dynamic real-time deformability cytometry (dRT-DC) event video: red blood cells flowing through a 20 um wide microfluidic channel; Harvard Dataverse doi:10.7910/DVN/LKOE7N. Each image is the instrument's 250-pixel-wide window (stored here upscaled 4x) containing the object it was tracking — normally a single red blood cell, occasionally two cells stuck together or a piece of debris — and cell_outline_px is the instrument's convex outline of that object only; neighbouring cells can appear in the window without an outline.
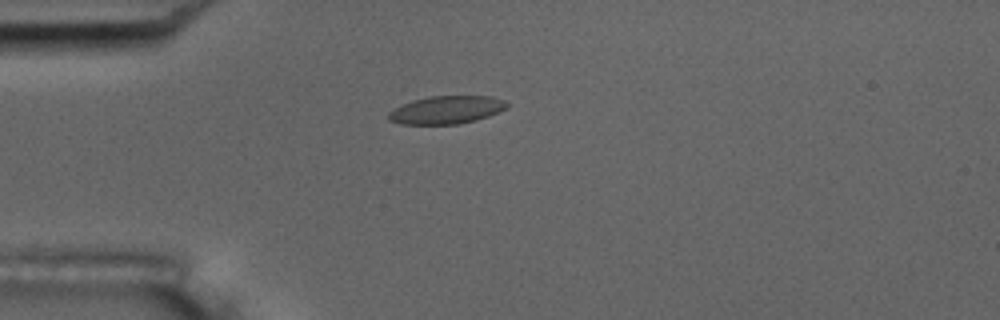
{"species": "common noctule bat (a hibernating species)", "species_latin": "Nyctalus noctula", "temperature_condition": "room temperature", "stored_images_in_passage": 5, "camera_frame_rate_fps": 3000, "um_per_image_px": 0.085, "animal": {"sex": "male", "body_mass_g": 17.5, "forearm_length_mm": 52.3}, "frame": {"image": 1, "passage_image": 5, "time_ms": 4.333, "image_size_px": [1000, 320], "cell_outline_px": [[508, 108], [488, 116], [476, 120], [460, 124], [400, 124], [388, 120], [388, 112], [412, 100], [428, 96], [492, 96], [504, 100], [508, 104]], "centroid_in_image_um": [37.96, 9.34], "position_along_channel_um": 47.0, "area_um2": 19.31}}